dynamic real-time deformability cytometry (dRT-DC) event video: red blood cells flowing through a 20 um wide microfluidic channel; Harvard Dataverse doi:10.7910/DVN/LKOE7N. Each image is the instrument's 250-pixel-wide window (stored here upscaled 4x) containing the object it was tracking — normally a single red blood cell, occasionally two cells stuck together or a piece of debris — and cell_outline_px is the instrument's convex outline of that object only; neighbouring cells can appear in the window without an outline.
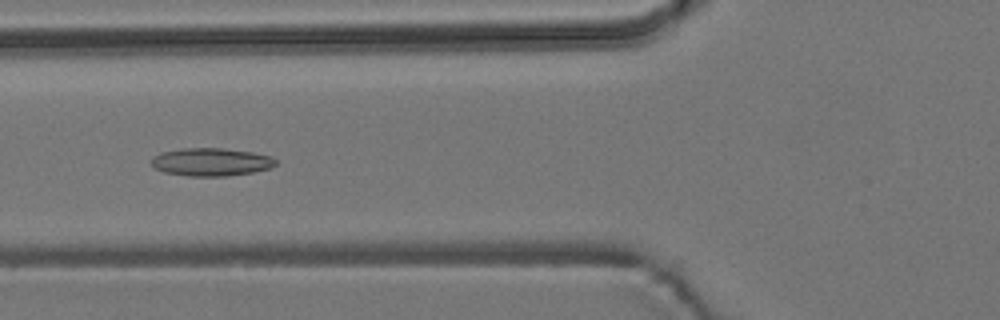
{"species": "common noctule bat (a hibernating species)", "species_latin": "Nyctalus noctula", "temperature_condition": "room temperature", "stored_images_in_passage": 5, "camera_frame_rate_fps": 3000, "um_per_image_px": 0.085, "animal": {"sex": "male", "body_mass_g": 19.2, "forearm_length_mm": 51.8}, "frame": {"image": 1, "passage_image": 3, "time_ms": 2.333, "image_size_px": [1000, 320], "cell_outline_px": [[276, 164], [272, 168], [252, 172], [228, 176], [188, 176], [164, 172], [152, 168], [152, 156], [160, 152], [180, 148], [224, 148], [252, 152], [272, 156], [276, 160]], "centroid_in_image_um": [17.93, 13.76], "position_along_channel_um": 107.9, "area_um2": 20.52}}
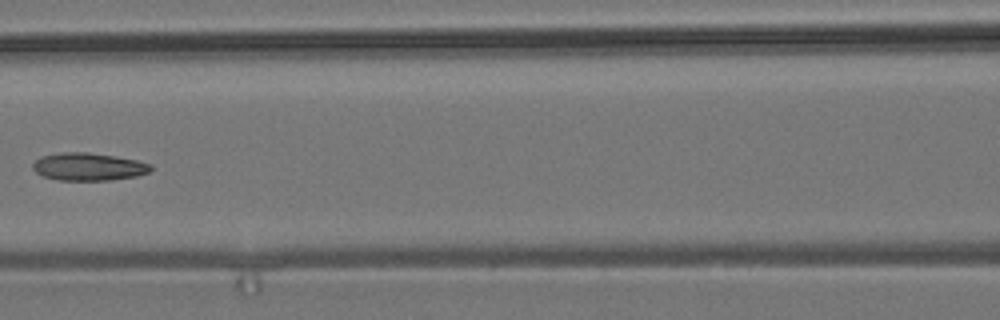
{"frame": {"image": 2, "passage_image": 4, "time_ms": 3.667, "image_size_px": [1000, 320], "cell_outline_px": [[152, 168], [148, 172], [136, 176], [112, 180], [60, 180], [44, 176], [36, 172], [32, 168], [32, 164], [40, 156], [60, 152], [88, 152], [116, 156], [136, 160], [152, 164]], "centroid_in_image_um": [7.51, 14.16], "position_along_channel_um": 159.1, "area_um2": 19.07}}
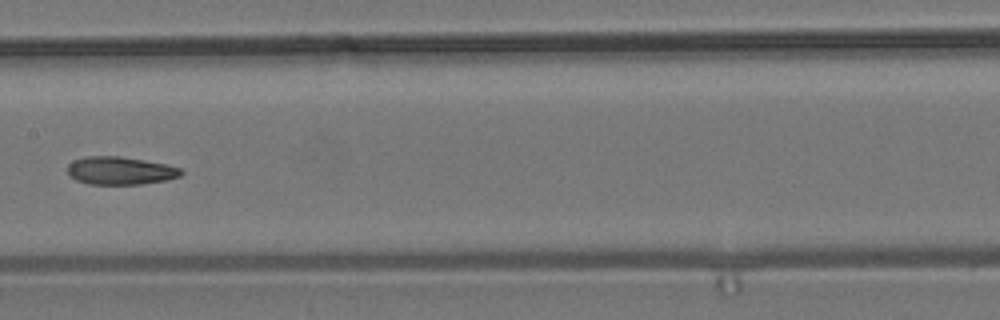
{"frame": {"image": 3, "passage_image": 5, "time_ms": 4.667, "image_size_px": [1000, 320], "cell_outline_px": [[184, 172], [180, 176], [164, 180], [140, 184], [88, 184], [76, 180], [68, 176], [68, 164], [72, 160], [88, 156], [120, 156], [144, 160], [164, 164], [180, 168]], "centroid_in_image_um": [10.17, 14.5], "position_along_channel_um": 197.2, "area_um2": 18.44}}